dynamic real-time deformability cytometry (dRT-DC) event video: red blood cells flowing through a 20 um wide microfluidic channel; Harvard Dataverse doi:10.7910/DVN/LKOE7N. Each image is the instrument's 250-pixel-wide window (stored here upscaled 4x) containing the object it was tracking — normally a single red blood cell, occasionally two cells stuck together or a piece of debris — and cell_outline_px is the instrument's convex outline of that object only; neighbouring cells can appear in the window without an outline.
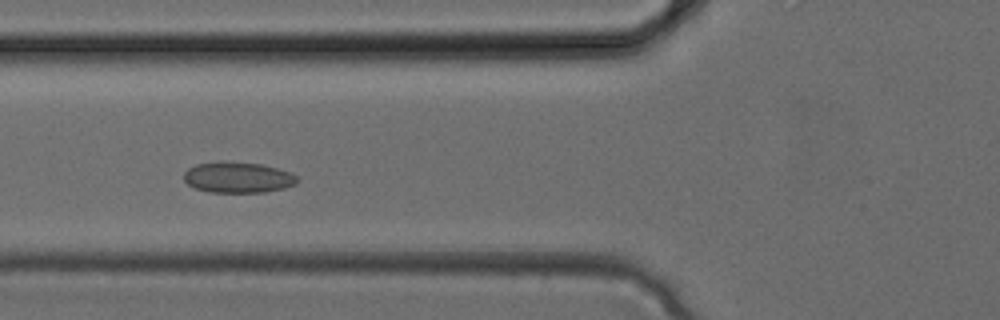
{"species": "common noctule bat (a hibernating species)", "species_latin": "Nyctalus noctula", "temperature_condition": "cold", "stored_images_in_passage": 32, "camera_frame_rate_fps": 3000, "um_per_image_px": 0.085, "animal": {"sex": "female", "body_mass_g": 24.6, "forearm_length_mm": 56.2}, "frame": {"image": 1, "passage_image": 11, "time_ms": 3.333, "image_size_px": [1000, 320], "cell_outline_px": [[300, 180], [296, 184], [284, 188], [264, 192], [208, 192], [196, 188], [188, 184], [184, 180], [184, 172], [188, 168], [196, 164], [224, 160], [260, 164], [276, 168], [288, 172], [296, 176]], "centroid_in_image_um": [20.2, 15.07], "position_along_channel_um": 105.6, "area_um2": 20.46}}
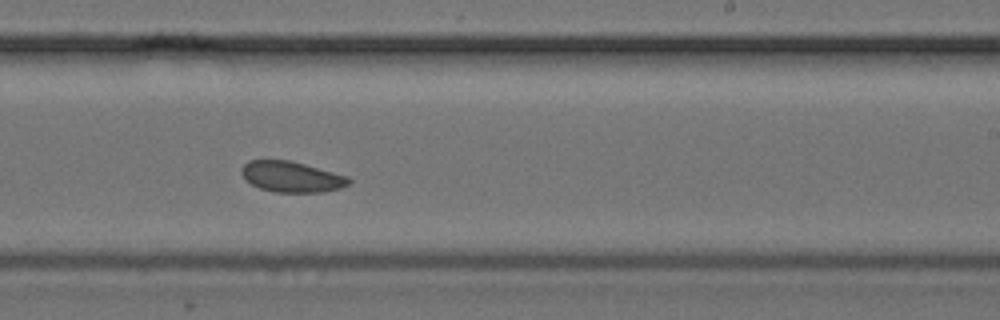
{"frame": {"image": 2, "passage_image": 19, "time_ms": 6.0, "image_size_px": [1000, 320], "cell_outline_px": [[352, 180], [348, 184], [340, 188], [320, 192], [272, 192], [260, 188], [244, 180], [240, 172], [240, 168], [248, 160], [288, 160], [304, 164], [348, 176]], "centroid_in_image_um": [24.73, 15.02], "position_along_channel_um": 264.3, "area_um2": 19.25}}
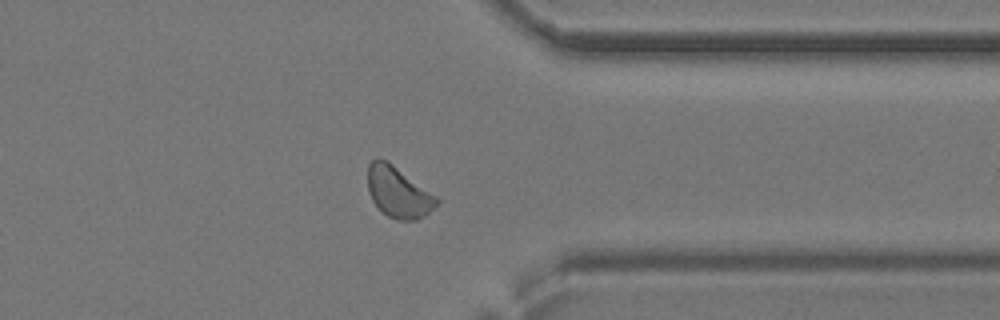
{"frame": {"image": 3, "passage_image": 25, "time_ms": 8.0, "image_size_px": [1000, 320], "cell_outline_px": [[440, 200], [424, 216], [416, 220], [396, 220], [388, 216], [372, 200], [368, 192], [368, 164], [372, 160], [388, 160], [436, 196]], "centroid_in_image_um": [33.84, 16.33], "position_along_channel_um": 377.6, "area_um2": 20.11}}